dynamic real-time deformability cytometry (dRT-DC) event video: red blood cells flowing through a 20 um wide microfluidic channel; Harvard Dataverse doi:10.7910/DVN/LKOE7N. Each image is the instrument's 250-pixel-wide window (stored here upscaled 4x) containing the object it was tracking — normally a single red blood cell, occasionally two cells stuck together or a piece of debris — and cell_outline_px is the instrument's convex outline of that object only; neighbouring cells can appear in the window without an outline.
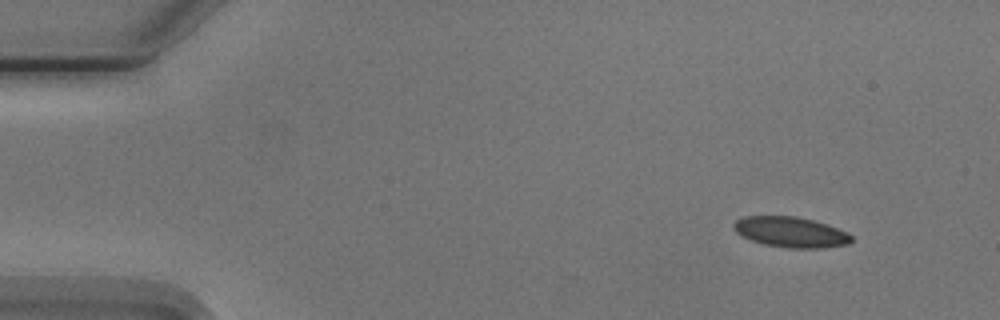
{"species": "Egyptian fruit bat (a non-hibernating species)", "species_latin": "Rousettus aegyptiacus", "temperature_condition": "cold", "stored_images_in_passage": 4, "camera_frame_rate_fps": 3000, "um_per_image_px": 0.085, "animal": {"sex": "male"}, "frame": {"image": 1, "passage_image": 1, "time_ms": 0.0, "image_size_px": [1000, 320], "cell_outline_px": [[852, 240], [848, 244], [820, 248], [788, 248], [764, 244], [740, 236], [732, 228], [732, 224], [736, 220], [744, 216], [796, 216], [828, 224], [848, 232], [852, 236]], "centroid_in_image_um": [67.2, 19.72], "position_along_channel_um": 17.8, "area_um2": 21.04}}
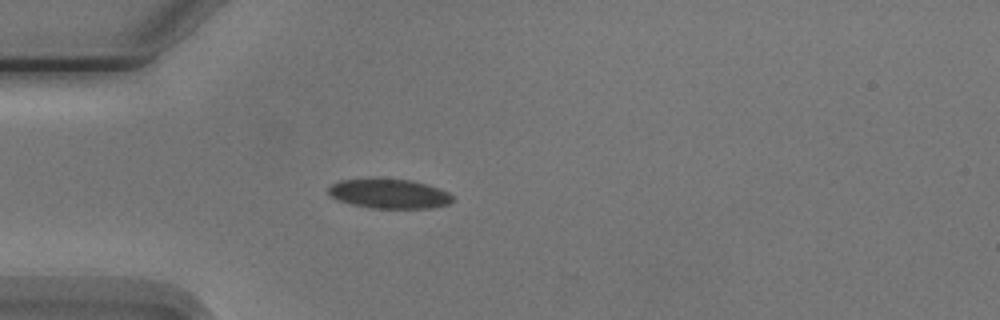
{"frame": {"image": 2, "passage_image": 4, "time_ms": 3.333, "image_size_px": [1000, 320], "cell_outline_px": [[452, 200], [448, 204], [432, 208], [372, 208], [352, 204], [336, 200], [328, 192], [328, 188], [332, 184], [340, 180], [376, 176], [412, 180], [428, 184], [440, 188], [448, 192], [452, 196]], "centroid_in_image_um": [33.05, 16.42], "position_along_channel_um": 51.9, "area_um2": 22.02}}